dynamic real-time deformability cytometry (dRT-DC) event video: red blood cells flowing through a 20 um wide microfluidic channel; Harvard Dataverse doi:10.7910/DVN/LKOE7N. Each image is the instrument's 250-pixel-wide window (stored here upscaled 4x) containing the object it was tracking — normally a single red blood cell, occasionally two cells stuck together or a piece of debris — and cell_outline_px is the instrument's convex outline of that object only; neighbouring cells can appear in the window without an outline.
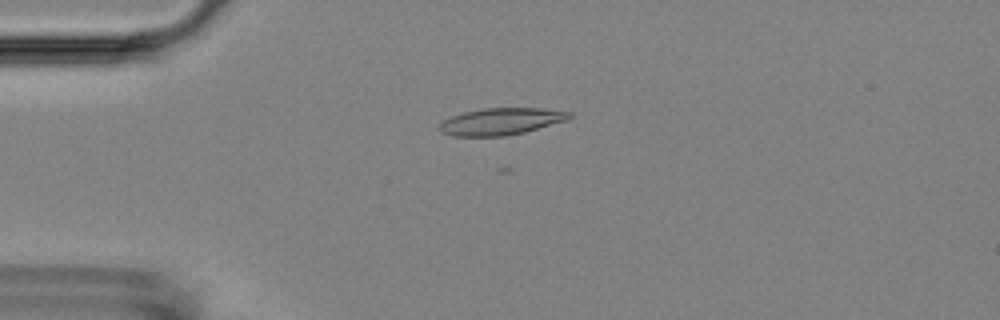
{"species": "Egyptian fruit bat (a non-hibernating species)", "species_latin": "Rousettus aegyptiacus", "temperature_condition": "room temperature", "stored_images_in_passage": 5, "camera_frame_rate_fps": 3000, "um_per_image_px": 0.085, "animal": {"sex": "female"}, "frame": {"image": 1, "passage_image": 4, "time_ms": 3.333, "image_size_px": [1000, 320], "cell_outline_px": [[572, 116], [568, 120], [524, 132], [504, 136], [452, 136], [440, 132], [440, 124], [444, 120], [452, 116], [464, 112], [484, 108], [540, 108], [572, 112]], "centroid_in_image_um": [42.6, 10.32], "position_along_channel_um": 42.4, "area_um2": 20.29}}